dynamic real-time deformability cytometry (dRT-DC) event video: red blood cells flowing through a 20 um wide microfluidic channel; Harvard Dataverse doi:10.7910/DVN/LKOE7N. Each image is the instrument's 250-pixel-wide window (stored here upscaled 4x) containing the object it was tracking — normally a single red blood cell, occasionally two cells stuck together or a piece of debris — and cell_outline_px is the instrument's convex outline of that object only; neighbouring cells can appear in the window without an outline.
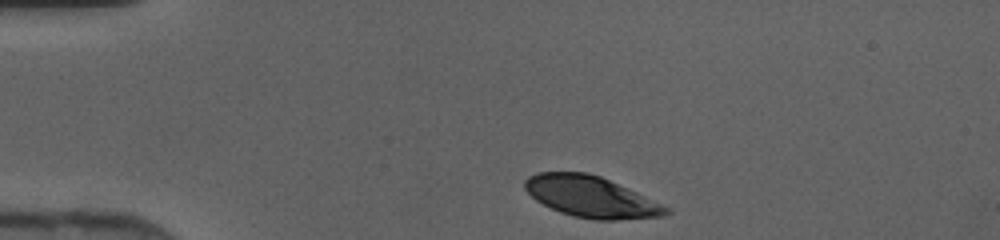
{"species": "human", "species_latin": "Homo sapiens", "temperature_condition": "cold", "stored_images_in_passage": 34, "camera_frame_rate_fps": 3000, "um_per_image_px": 0.085, "donor": {"sex": "female"}, "frame": {"image": 1, "passage_image": 1, "time_ms": 0.0, "image_size_px": [1000, 240], "cell_outline_px": [[672, 212], [664, 216], [616, 220], [596, 220], [572, 216], [560, 212], [536, 200], [524, 188], [524, 180], [528, 176], [536, 172], [588, 172], [600, 176], [672, 208]], "centroid_in_image_um": [50.25, 16.73], "position_along_channel_um": 34.7, "area_um2": 33.87}}
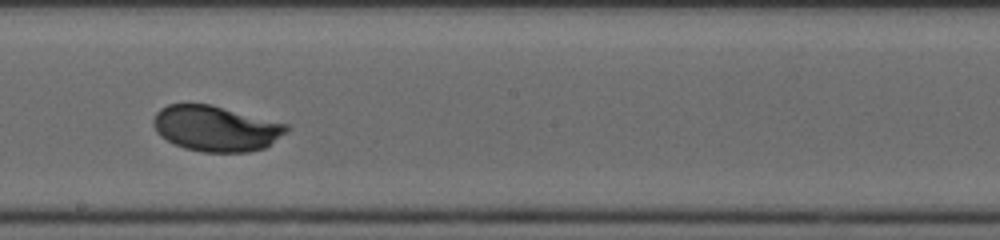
{"frame": {"image": 2, "passage_image": 18, "time_ms": 5.667, "image_size_px": [1000, 240], "cell_outline_px": [[288, 132], [264, 148], [248, 152], [200, 152], [184, 148], [172, 144], [160, 136], [156, 132], [152, 124], [152, 120], [156, 112], [160, 108], [168, 104], [208, 104], [288, 124]], "centroid_in_image_um": [18.3, 10.93], "position_along_channel_um": 229.9, "area_um2": 35.43}}
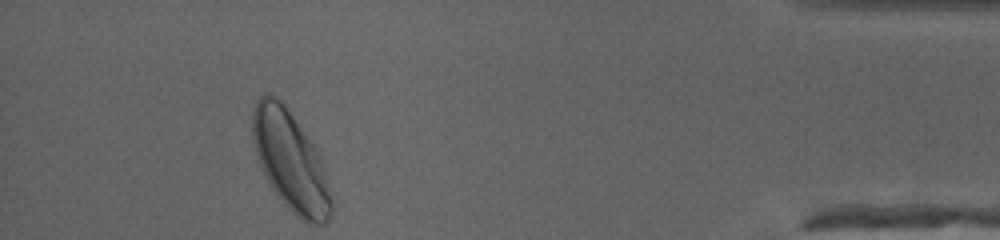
{"frame": {"image": 3, "passage_image": 34, "time_ms": 11.0, "image_size_px": [1000, 240], "cell_outline_px": [[332, 212], [328, 220], [324, 224], [308, 224], [300, 220], [276, 196], [264, 176], [256, 152], [252, 136], [252, 108], [256, 100], [264, 92], [268, 92], [276, 96], [284, 104], [316, 148], [320, 156], [332, 200]], "centroid_in_image_um": [24.67, 13.7], "position_along_channel_um": 410.5, "area_um2": 45.84}}